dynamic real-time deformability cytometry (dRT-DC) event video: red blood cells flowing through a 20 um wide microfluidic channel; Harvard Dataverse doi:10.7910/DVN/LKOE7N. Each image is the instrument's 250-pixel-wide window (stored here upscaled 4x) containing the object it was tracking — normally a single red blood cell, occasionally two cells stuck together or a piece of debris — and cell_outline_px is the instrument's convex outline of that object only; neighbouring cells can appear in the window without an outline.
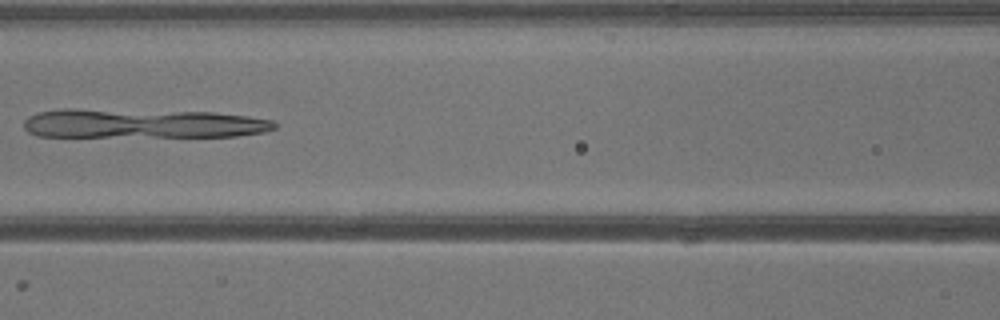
{"species": "common noctule bat (a hibernating species)", "species_latin": "Nyctalus noctula", "temperature_condition": "warm", "stored_images_in_passage": 35, "camera_frame_rate_fps": 3000, "um_per_image_px": 0.085, "animal": {"sex": "male", "body_mass_g": 13.3}, "frame": {"image": 1, "passage_image": 18, "time_ms": 5.667, "image_size_px": [1000, 320], "cell_outline_px": [[280, 124], [276, 128], [264, 132], [236, 136], [36, 136], [28, 132], [24, 128], [24, 120], [28, 116], [36, 112], [60, 108], [76, 108], [212, 112], [248, 116], [272, 120]], "centroid_in_image_um": [12.07, 10.48], "position_along_channel_um": 154.5, "area_um2": 43.23}}
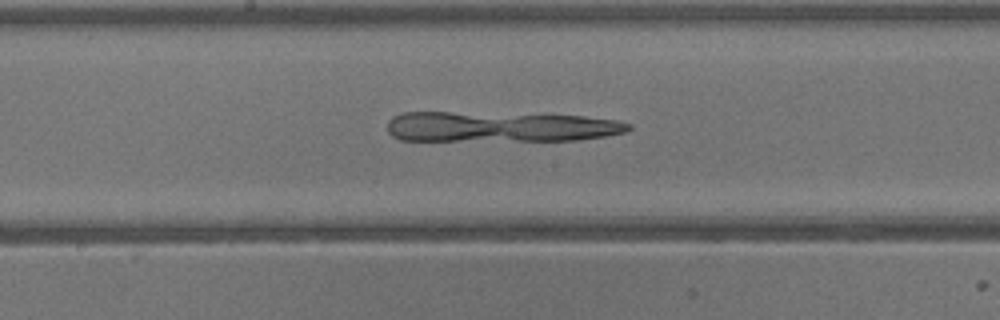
{"frame": {"image": 2, "passage_image": 21, "time_ms": 6.667, "image_size_px": [1000, 320], "cell_outline_px": [[632, 128], [628, 132], [604, 136], [576, 140], [400, 140], [392, 136], [388, 132], [388, 120], [392, 116], [400, 112], [448, 112], [584, 116], [616, 120], [632, 124]], "centroid_in_image_um": [42.49, 10.77], "position_along_channel_um": 205.7, "area_um2": 42.54}}